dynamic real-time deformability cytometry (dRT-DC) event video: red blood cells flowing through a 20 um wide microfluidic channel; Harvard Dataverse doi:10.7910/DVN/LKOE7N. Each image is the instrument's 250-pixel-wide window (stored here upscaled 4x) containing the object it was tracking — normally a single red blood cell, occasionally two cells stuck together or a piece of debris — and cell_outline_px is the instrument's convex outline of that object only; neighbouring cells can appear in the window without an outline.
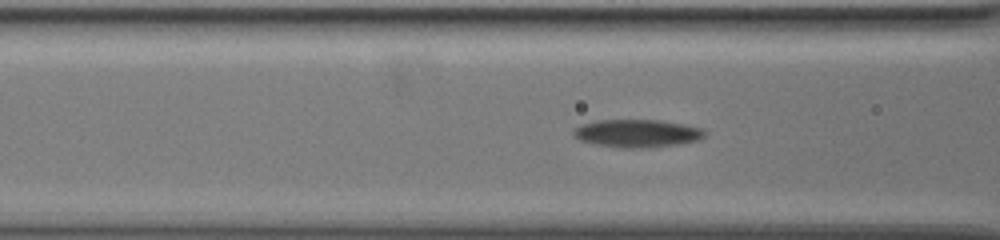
{"species": "common noctule bat (a hibernating species)", "species_latin": "Nyctalus noctula", "temperature_condition": "warm", "stored_images_in_passage": 68, "camera_frame_rate_fps": 3000, "um_per_image_px": 0.085, "animal": {"sex": "female", "body_mass_g": 19.5, "forearm_length_mm": 54.1}, "frame": {"image": 1, "passage_image": 31, "time_ms": 10.0, "image_size_px": [1000, 240], "cell_outline_px": [[708, 132], [700, 140], [680, 144], [652, 148], [620, 148], [596, 144], [580, 140], [572, 136], [572, 132], [580, 124], [596, 120], [660, 120], [684, 124], [704, 128]], "centroid_in_image_um": [54.2, 11.34], "position_along_channel_um": 112.4, "area_um2": 21.73}}
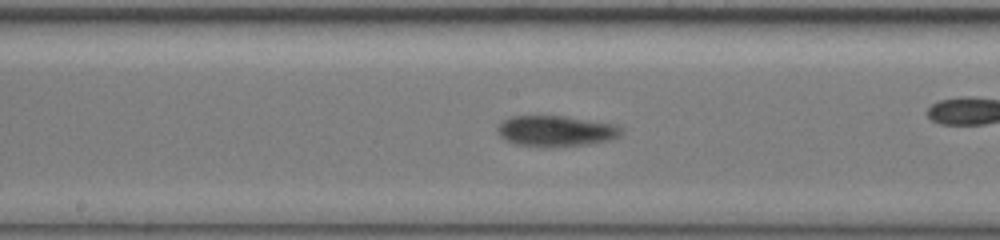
{"frame": {"image": 2, "passage_image": 39, "time_ms": 12.667, "image_size_px": [1000, 240], "cell_outline_px": [[624, 132], [620, 136], [612, 140], [588, 144], [556, 148], [540, 148], [516, 144], [500, 136], [496, 132], [496, 128], [504, 120], [512, 116], [564, 116], [616, 124], [624, 128]], "centroid_in_image_um": [47.3, 11.16], "position_along_channel_um": 200.9, "area_um2": 22.77}}
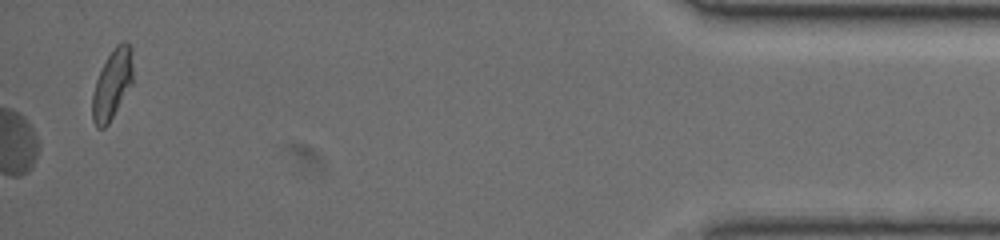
{"frame": {"image": 3, "passage_image": 68, "time_ms": 22.333, "image_size_px": [1000, 240], "cell_outline_px": [[132, 84], [108, 124], [104, 128], [96, 128], [92, 120], [92, 96], [96, 80], [108, 56], [116, 44], [124, 40], [132, 48]], "centroid_in_image_um": [9.53, 7.17], "position_along_channel_um": 425.7, "area_um2": 16.36}, "authors_computed_cell_mechanics": {"area_um2": 21.4727, "velocity_mm_per_s": 3.3233, "shape_relaxation_time_tau1_ms": 11.2506, "shape_relaxation_time_tau2_ms": 1.1519, "deformation_change_tau1": 0.174, "deformation_change_tau2": 0.0462}}